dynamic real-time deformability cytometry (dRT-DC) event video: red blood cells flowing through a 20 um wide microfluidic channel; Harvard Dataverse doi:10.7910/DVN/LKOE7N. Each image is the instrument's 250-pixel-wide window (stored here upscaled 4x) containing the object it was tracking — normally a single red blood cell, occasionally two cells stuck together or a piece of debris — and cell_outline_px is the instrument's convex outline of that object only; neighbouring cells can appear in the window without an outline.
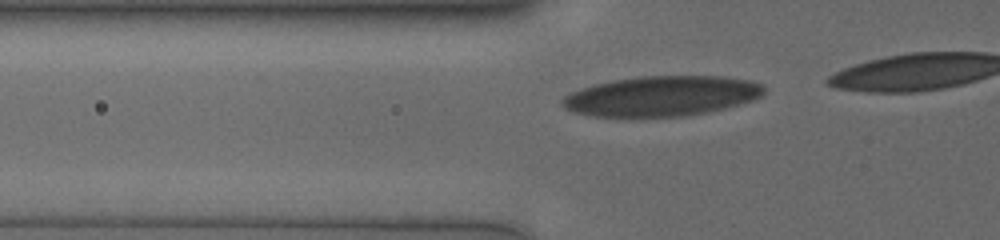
{"species": "human", "species_latin": "Homo sapiens", "temperature_condition": "cold", "stored_images_in_passage": 21, "camera_frame_rate_fps": 3000, "um_per_image_px": 0.085, "donor": {"sex": "male"}, "frame": {"image": 1, "passage_image": 11, "time_ms": 3.333, "image_size_px": [1000, 240], "cell_outline_px": [[764, 92], [760, 96], [752, 100], [724, 108], [684, 116], [592, 116], [572, 112], [564, 108], [560, 104], [560, 100], [564, 96], [572, 92], [596, 84], [612, 80], [640, 76], [720, 76], [748, 80], [760, 84], [764, 88]], "centroid_in_image_um": [56.19, 8.16], "position_along_channel_um": 69.6, "area_um2": 46.7}}
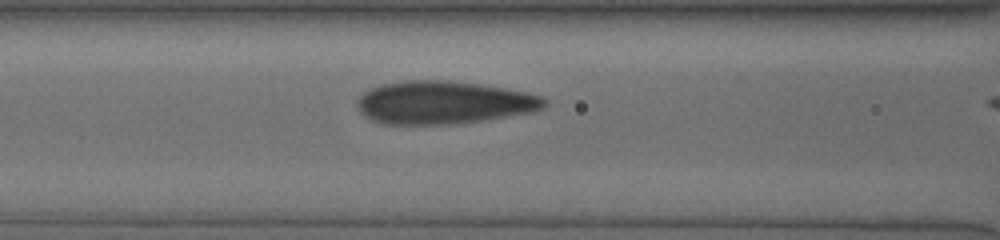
{"frame": {"image": 2, "passage_image": 16, "time_ms": 5.0, "image_size_px": [1000, 240], "cell_outline_px": [[548, 104], [544, 108], [532, 112], [484, 120], [456, 124], [384, 124], [372, 120], [364, 116], [360, 112], [360, 96], [364, 92], [372, 88], [384, 84], [404, 80], [448, 80], [480, 84], [508, 88], [544, 96], [548, 100]], "centroid_in_image_um": [37.79, 8.71], "position_along_channel_um": 128.8, "area_um2": 46.93}}
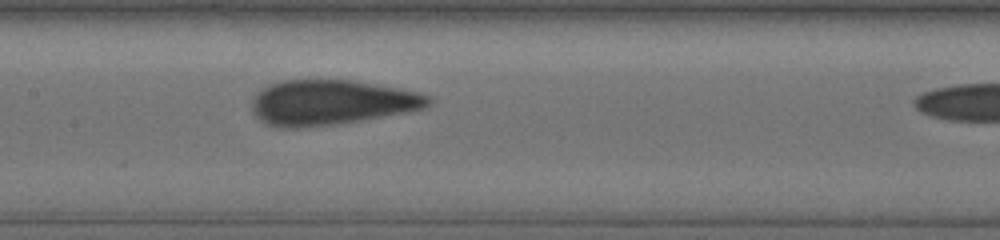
{"frame": {"image": 3, "passage_image": 20, "time_ms": 6.333, "image_size_px": [1000, 240], "cell_outline_px": [[432, 100], [424, 108], [404, 112], [360, 120], [336, 124], [296, 128], [284, 128], [268, 124], [260, 120], [252, 112], [252, 100], [256, 92], [272, 84], [284, 80], [352, 80], [376, 84], [416, 92], [428, 96]], "centroid_in_image_um": [28.1, 8.71], "position_along_channel_um": 179.3, "area_um2": 45.78}}